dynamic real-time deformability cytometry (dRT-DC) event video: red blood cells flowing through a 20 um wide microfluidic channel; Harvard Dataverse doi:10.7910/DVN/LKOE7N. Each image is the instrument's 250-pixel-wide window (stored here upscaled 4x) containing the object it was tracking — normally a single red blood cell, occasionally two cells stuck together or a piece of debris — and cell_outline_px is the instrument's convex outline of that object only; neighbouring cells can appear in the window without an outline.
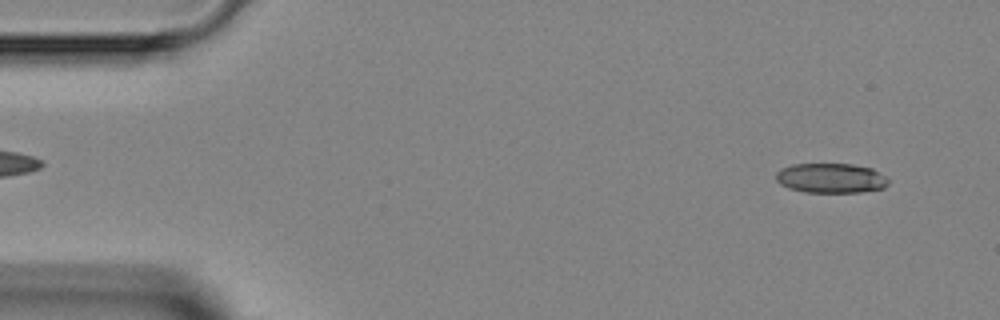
{"species": "Egyptian fruit bat (a non-hibernating species)", "species_latin": "Rousettus aegyptiacus", "temperature_condition": "room temperature", "stored_images_in_passage": 4, "segment_of_instrument_passage": [2, 2], "camera_frame_rate_fps": 3000, "um_per_image_px": 0.085, "animal": {"sex": "female"}, "frame": {"image": 1, "passage_image": 4, "time_ms": 3.667, "image_size_px": [1000, 320], "cell_outline_px": [[888, 184], [884, 188], [860, 192], [804, 192], [788, 188], [780, 184], [776, 180], [776, 172], [780, 168], [792, 164], [852, 164], [872, 168], [884, 176], [888, 180]], "centroid_in_image_um": [70.59, 15.14], "position_along_channel_um": 14.4, "area_um2": 19.54}}